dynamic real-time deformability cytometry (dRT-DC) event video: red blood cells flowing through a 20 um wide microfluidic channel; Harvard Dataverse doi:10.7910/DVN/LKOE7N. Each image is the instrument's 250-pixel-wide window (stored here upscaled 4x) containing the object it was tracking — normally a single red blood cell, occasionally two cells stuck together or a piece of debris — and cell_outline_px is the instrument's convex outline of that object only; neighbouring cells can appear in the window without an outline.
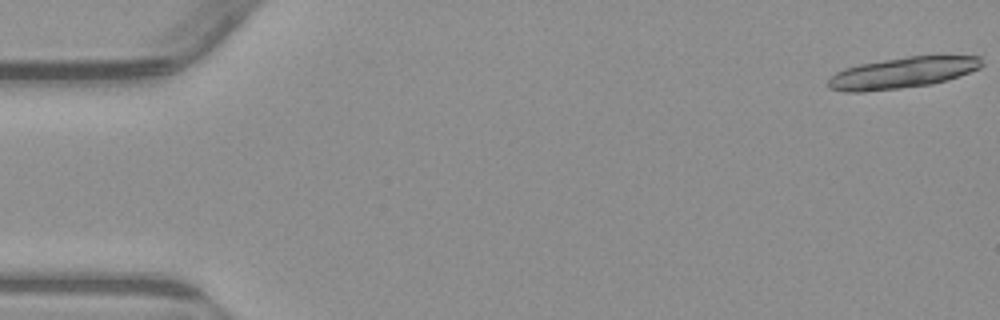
{"species": "common noctule bat (a hibernating species)", "species_latin": "Nyctalus noctula", "temperature_condition": "warm", "stored_images_in_passage": 21, "camera_frame_rate_fps": 3000, "um_per_image_px": 0.085, "animal": {"sex": "male", "body_mass_g": 23.1, "forearm_length_mm": 52.7}, "frame": {"image": 1, "passage_image": 1, "time_ms": 0.0, "image_size_px": [1000, 320], "cell_outline_px": [[984, 64], [980, 68], [948, 80], [932, 84], [900, 88], [864, 92], [844, 92], [828, 88], [828, 80], [836, 72], [844, 68], [860, 64], [908, 56], [980, 56]], "centroid_in_image_um": [76.7, 6.19], "position_along_channel_um": 8.3, "area_um2": 27.74}}